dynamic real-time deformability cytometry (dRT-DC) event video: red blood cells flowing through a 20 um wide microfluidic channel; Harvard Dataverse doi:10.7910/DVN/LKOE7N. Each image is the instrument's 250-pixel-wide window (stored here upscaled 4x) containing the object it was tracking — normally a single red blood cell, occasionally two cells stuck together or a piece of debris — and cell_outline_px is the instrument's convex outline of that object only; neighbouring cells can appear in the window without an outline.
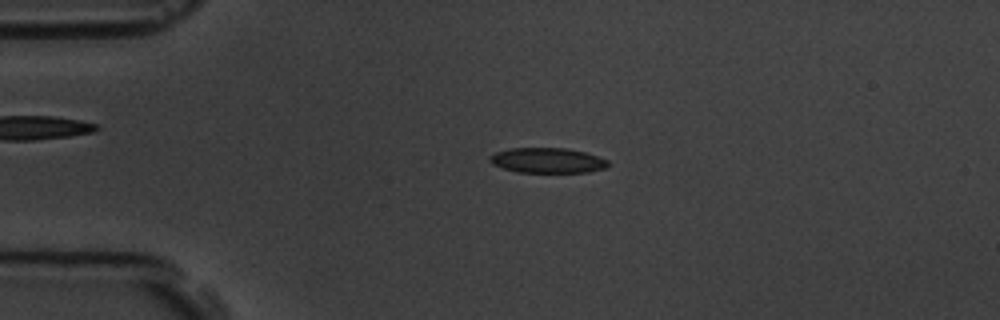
{"species": "common noctule bat (a hibernating species)", "species_latin": "Nyctalus noctula", "temperature_condition": "room temperature", "stored_images_in_passage": 4, "camera_frame_rate_fps": 3000, "um_per_image_px": 0.085, "animal": {"sex": "male", "body_mass_g": 19.5, "forearm_length_mm": 54.6}, "frame": {"image": 1, "passage_image": 3, "time_ms": 2.333, "image_size_px": [1000, 320], "cell_outline_px": [[608, 164], [604, 168], [588, 172], [520, 172], [504, 168], [492, 164], [488, 160], [488, 156], [496, 152], [508, 148], [568, 148], [584, 152], [608, 160]], "centroid_in_image_um": [46.49, 13.62], "position_along_channel_um": 38.5, "area_um2": 17.22}}
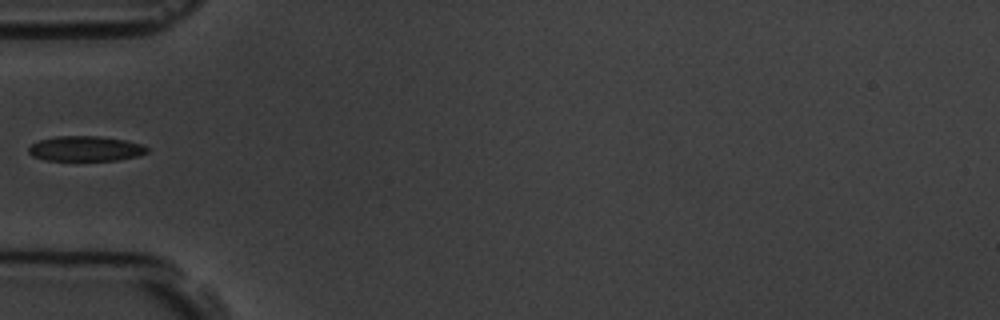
{"frame": {"image": 2, "passage_image": 4, "time_ms": 4.333, "image_size_px": [1000, 320], "cell_outline_px": [[148, 152], [140, 156], [116, 160], [44, 160], [32, 156], [28, 152], [28, 148], [32, 144], [40, 140], [56, 136], [100, 136], [124, 140], [140, 144], [148, 148]], "centroid_in_image_um": [7.26, 12.64], "position_along_channel_um": 77.7, "area_um2": 17.28}}